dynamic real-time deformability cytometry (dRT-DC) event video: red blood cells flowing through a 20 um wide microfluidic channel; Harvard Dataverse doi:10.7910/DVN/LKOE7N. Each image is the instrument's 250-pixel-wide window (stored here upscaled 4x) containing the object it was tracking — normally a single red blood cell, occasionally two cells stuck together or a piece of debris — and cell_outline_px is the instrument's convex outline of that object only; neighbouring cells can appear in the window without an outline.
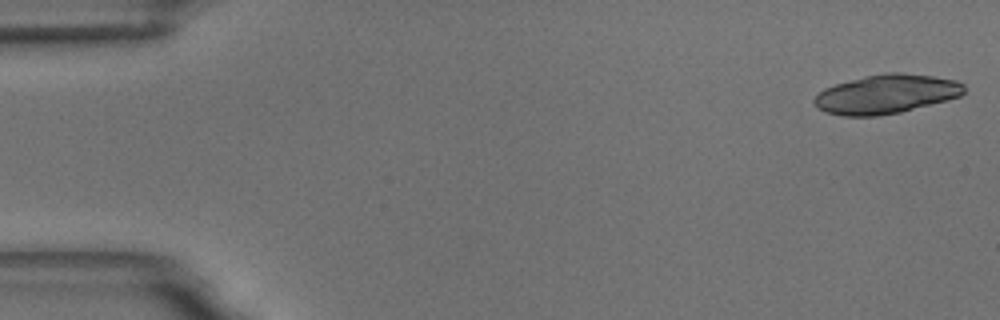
{"species": "common noctule bat (a hibernating species)", "species_latin": "Nyctalus noctula", "temperature_condition": "room temperature", "stored_images_in_passage": 14, "camera_frame_rate_fps": 3000, "um_per_image_px": 0.085, "animal": {"sex": "male", "body_mass_g": 18.8}, "frame": {"image": 1, "passage_image": 1, "time_ms": 0.0, "image_size_px": [1000, 320], "cell_outline_px": [[964, 92], [960, 96], [948, 100], [900, 112], [876, 116], [844, 116], [824, 112], [812, 100], [824, 88], [836, 84], [864, 76], [884, 72], [900, 72], [932, 76], [956, 80], [964, 84]], "centroid_in_image_um": [75.34, 7.99], "position_along_channel_um": 9.7, "area_um2": 34.04}}
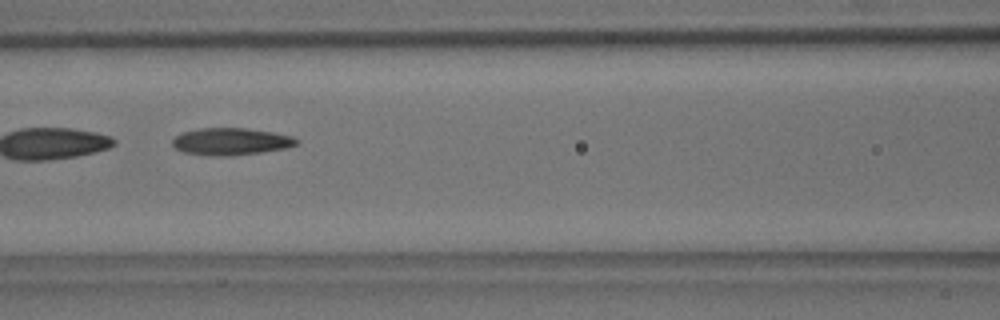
{"frame": {"image": 2, "passage_image": 7, "time_ms": 7.667, "image_size_px": [1000, 320], "cell_outline_px": [[300, 140], [296, 144], [284, 148], [260, 152], [228, 156], [212, 156], [184, 152], [176, 148], [172, 144], [172, 140], [176, 136], [184, 132], [200, 128], [244, 128], [272, 132], [292, 136]], "centroid_in_image_um": [19.62, 12.03], "position_along_channel_um": 147.0, "area_um2": 19.36}}
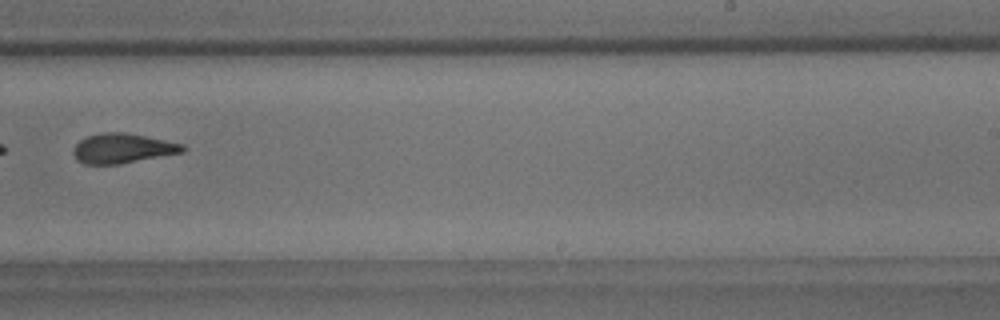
{"frame": {"image": 3, "passage_image": 10, "time_ms": 11.333, "image_size_px": [1000, 320], "cell_outline_px": [[184, 152], [120, 164], [84, 164], [76, 160], [72, 152], [72, 148], [80, 140], [88, 136], [104, 132], [124, 132], [184, 144]], "centroid_in_image_um": [10.38, 12.62], "position_along_channel_um": 278.6, "area_um2": 18.9}, "authors_computed_cell_mechanics": {"area_um2": 19.8254, "velocity_mm_per_s": 3.5883, "shape_relaxation_time_tau1_ms": null, "shape_relaxation_time_tau2_ms": 4.6908, "deformation_change_tau1": null, "deformation_change_tau2": 0.1263}}